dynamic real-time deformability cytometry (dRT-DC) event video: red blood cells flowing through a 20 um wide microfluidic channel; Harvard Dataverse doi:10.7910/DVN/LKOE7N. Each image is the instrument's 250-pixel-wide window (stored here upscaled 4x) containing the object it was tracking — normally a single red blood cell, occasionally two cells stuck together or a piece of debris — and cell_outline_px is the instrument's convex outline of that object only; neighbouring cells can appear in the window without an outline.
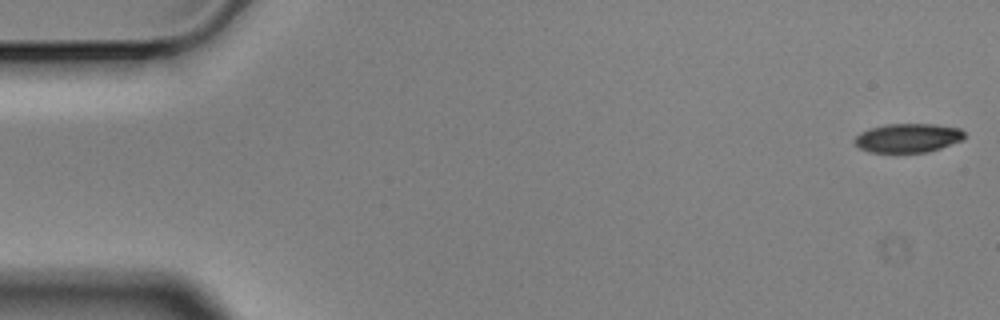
{"species": "Egyptian fruit bat (a non-hibernating species)", "species_latin": "Rousettus aegyptiacus", "temperature_condition": "cold", "stored_images_in_passage": 6, "segment_of_instrument_passage": [1, 2], "camera_frame_rate_fps": 3000, "um_per_image_px": 0.085, "animal": {"sex": "male"}, "frame": {"image": 1, "passage_image": 1, "time_ms": 0.0, "image_size_px": [1000, 320], "cell_outline_px": [[964, 140], [928, 152], [868, 152], [860, 148], [852, 140], [860, 132], [868, 128], [888, 124], [932, 124], [960, 128], [964, 132]], "centroid_in_image_um": [77.16, 11.72], "position_along_channel_um": 7.8, "area_um2": 18.61}}
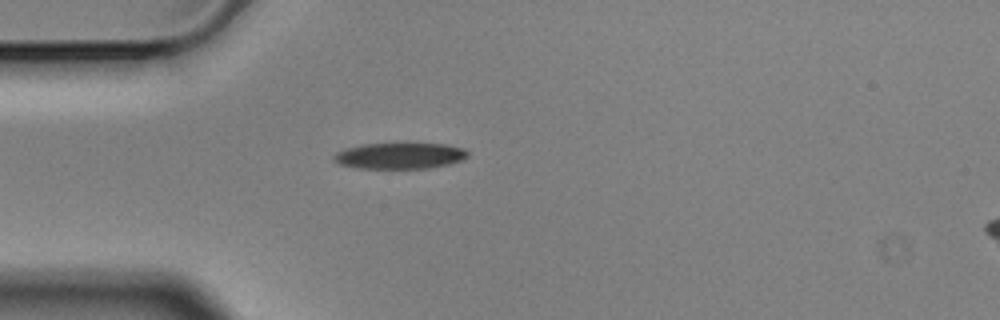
{"frame": {"image": 2, "passage_image": 5, "time_ms": 1.333, "image_size_px": [1000, 320], "cell_outline_px": [[468, 156], [464, 160], [448, 164], [428, 168], [356, 168], [336, 164], [332, 160], [332, 156], [336, 152], [360, 144], [444, 144], [464, 148], [468, 152]], "centroid_in_image_um": [33.95, 13.25], "position_along_channel_um": 51.1, "area_um2": 20.4}}